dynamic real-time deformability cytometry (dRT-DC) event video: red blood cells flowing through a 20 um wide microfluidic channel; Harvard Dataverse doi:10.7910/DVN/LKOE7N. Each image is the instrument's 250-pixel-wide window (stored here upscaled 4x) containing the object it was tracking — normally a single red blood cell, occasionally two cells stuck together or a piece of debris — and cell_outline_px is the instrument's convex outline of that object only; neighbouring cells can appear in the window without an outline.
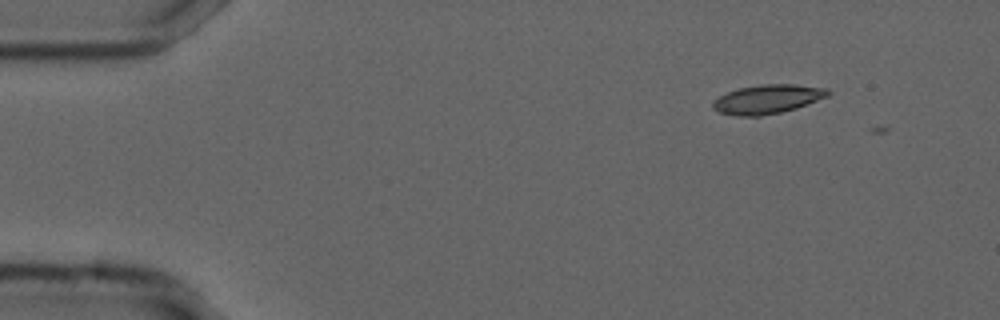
{"species": "common noctule bat (a hibernating species)", "species_latin": "Nyctalus noctula", "temperature_condition": "cold", "stored_images_in_passage": 3, "camera_frame_rate_fps": 3000, "um_per_image_px": 0.085, "animal": {"sex": "male", "forearm_length_mm": 52.5}, "frame": {"image": 1, "passage_image": 1, "time_ms": 0.0, "image_size_px": [1000, 320], "cell_outline_px": [[832, 92], [828, 96], [796, 108], [780, 112], [760, 116], [736, 116], [720, 112], [712, 108], [712, 100], [728, 92], [740, 88], [764, 84], [792, 84], [828, 88]], "centroid_in_image_um": [65.24, 8.43], "position_along_channel_um": 19.8, "area_um2": 19.36}}